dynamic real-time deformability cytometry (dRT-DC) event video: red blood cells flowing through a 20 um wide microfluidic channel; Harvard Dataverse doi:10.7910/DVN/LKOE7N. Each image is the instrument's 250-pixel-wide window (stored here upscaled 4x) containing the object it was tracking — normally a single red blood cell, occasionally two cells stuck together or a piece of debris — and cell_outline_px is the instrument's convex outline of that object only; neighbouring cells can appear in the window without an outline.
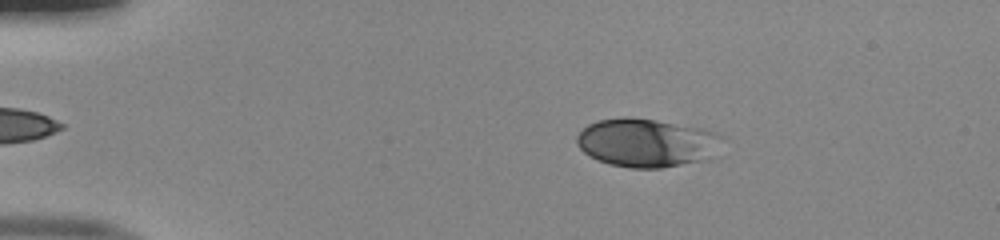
{"species": "human", "species_latin": "Homo sapiens", "temperature_condition": "room temperature", "stored_images_in_passage": 45, "camera_frame_rate_fps": 3000, "um_per_image_px": 0.085, "donor": {"sex": "male"}, "frame": {"image": 1, "passage_image": 4, "time_ms": 1.0, "image_size_px": [1000, 240], "cell_outline_px": [[724, 136], [700, 160], [660, 168], [632, 168], [608, 164], [588, 156], [576, 144], [576, 136], [588, 124], [596, 120], [624, 116], [628, 116], [656, 120], [704, 128], [716, 132]], "centroid_in_image_um": [54.83, 12.1], "position_along_channel_um": 30.2, "area_um2": 40.52}}
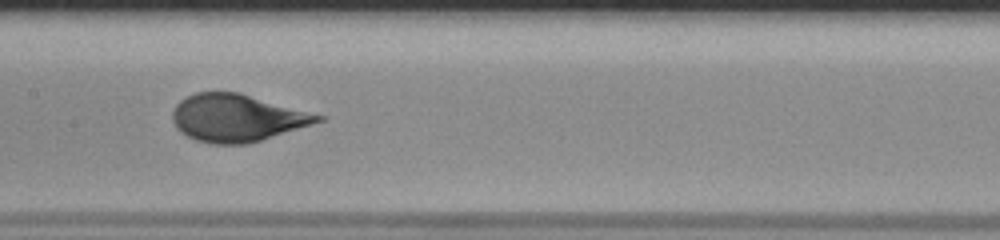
{"frame": {"image": 2, "passage_image": 21, "time_ms": 6.667, "image_size_px": [1000, 240], "cell_outline_px": [[324, 120], [312, 124], [248, 144], [212, 144], [196, 140], [180, 132], [176, 128], [172, 120], [172, 112], [176, 104], [180, 100], [196, 92], [240, 92], [324, 116]], "centroid_in_image_um": [20.1, 10.02], "position_along_channel_um": 187.3, "area_um2": 39.94}}
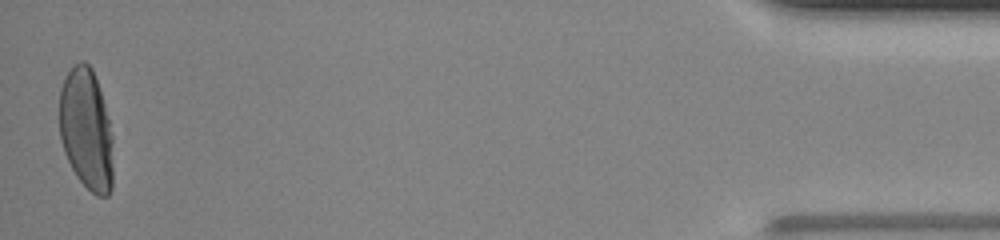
{"frame": {"image": 3, "passage_image": 45, "time_ms": 14.667, "image_size_px": [1000, 240], "cell_outline_px": [[112, 188], [108, 196], [96, 196], [76, 176], [64, 152], [60, 140], [60, 88], [68, 72], [80, 60], [84, 60], [92, 68], [104, 104], [112, 136]], "centroid_in_image_um": [7.33, 11.02], "position_along_channel_um": 427.9, "area_um2": 37.69}, "authors_computed_cell_mechanics": {"area_um2": 39.882, "velocity_mm_per_s": 4.0304, "shape_relaxation_time_tau1_ms": 4.0703, "shape_relaxation_time_tau2_ms": null, "deformation_change_tau1": 0.2034, "deformation_change_tau2": null}}